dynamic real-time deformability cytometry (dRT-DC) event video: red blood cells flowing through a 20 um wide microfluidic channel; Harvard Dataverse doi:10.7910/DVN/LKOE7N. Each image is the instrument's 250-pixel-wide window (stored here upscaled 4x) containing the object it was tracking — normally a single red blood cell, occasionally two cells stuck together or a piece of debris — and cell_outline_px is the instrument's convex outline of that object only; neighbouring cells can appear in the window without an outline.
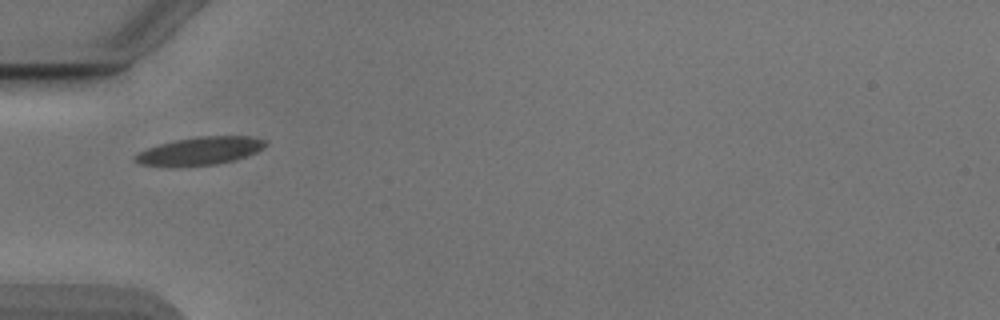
{"species": "Egyptian fruit bat (a non-hibernating species)", "species_latin": "Rousettus aegyptiacus", "temperature_condition": "cold", "stored_images_in_passage": 36, "camera_frame_rate_fps": 3000, "um_per_image_px": 0.085, "animal": {"sex": "male"}, "frame": {"image": 1, "passage_image": 1, "time_ms": 0.0, "image_size_px": [1000, 320], "cell_outline_px": [[268, 144], [256, 152], [232, 160], [216, 164], [180, 168], [168, 168], [140, 164], [132, 160], [132, 156], [148, 148], [160, 144], [176, 140], [200, 136], [248, 136], [264, 140]], "centroid_in_image_um": [16.91, 12.87], "position_along_channel_um": 68.1, "area_um2": 21.5}}
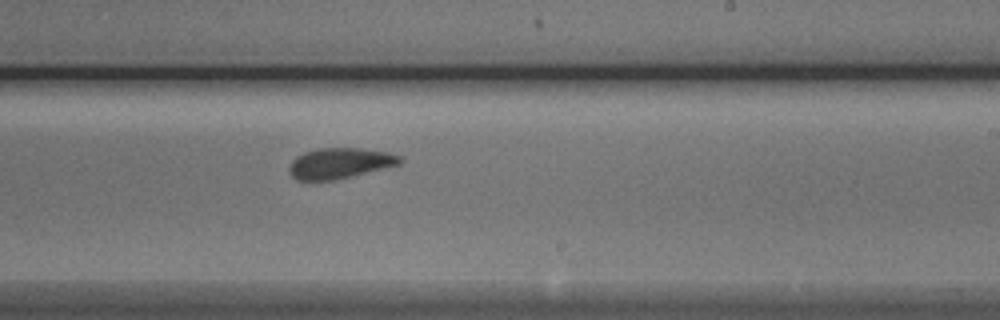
{"frame": {"image": 2, "passage_image": 16, "time_ms": 5.0, "image_size_px": [1000, 320], "cell_outline_px": [[404, 160], [400, 164], [336, 180], [296, 180], [288, 172], [288, 168], [292, 160], [296, 156], [304, 152], [320, 148], [360, 148], [388, 152], [400, 156]], "centroid_in_image_um": [28.87, 13.87], "position_along_channel_um": 260.1, "area_um2": 19.83}}
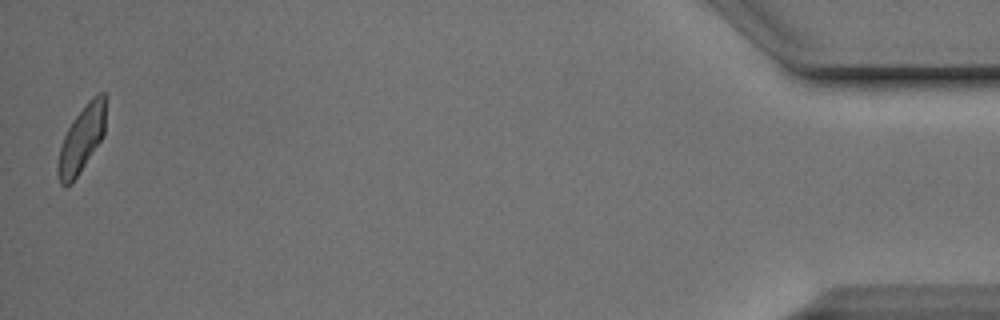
{"frame": {"image": 3, "passage_image": 36, "time_ms": 11.667, "image_size_px": [1000, 320], "cell_outline_px": [[104, 136], [72, 184], [64, 188], [60, 184], [56, 172], [56, 168], [60, 148], [64, 136], [72, 120], [88, 100], [96, 92], [104, 92]], "centroid_in_image_um": [6.9, 11.87], "position_along_channel_um": 428.3, "area_um2": 18.61}, "authors_computed_cell_mechanics": {"area_um2": 19.7965, "velocity_mm_per_s": 3.8634, "shape_relaxation_time_tau1_ms": 6.4413, "shape_relaxation_time_tau2_ms": 2.0627, "deformation_change_tau1": 0.1382, "deformation_change_tau2": 0.0731}}